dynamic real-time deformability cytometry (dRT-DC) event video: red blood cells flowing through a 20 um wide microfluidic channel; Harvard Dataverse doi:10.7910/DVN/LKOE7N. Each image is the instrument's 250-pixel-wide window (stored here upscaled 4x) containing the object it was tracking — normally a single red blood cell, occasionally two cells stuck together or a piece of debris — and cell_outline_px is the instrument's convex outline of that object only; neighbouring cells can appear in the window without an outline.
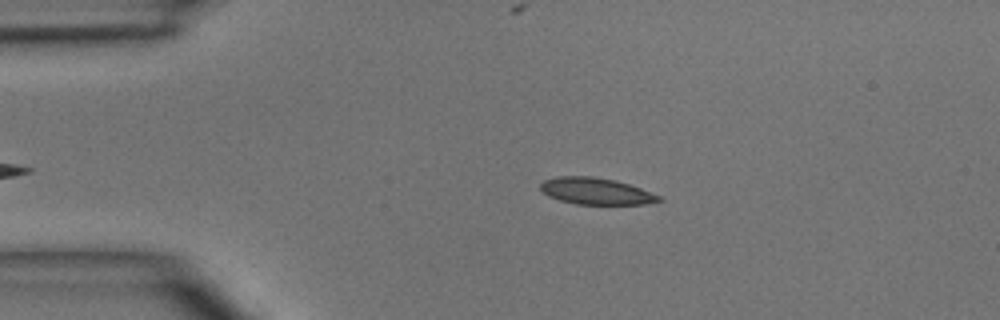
{"species": "common noctule bat (a hibernating species)", "species_latin": "Nyctalus noctula", "temperature_condition": "room temperature", "stored_images_in_passage": 1, "camera_frame_rate_fps": 3000, "um_per_image_px": 0.085, "animal": {"sex": "male", "body_mass_g": 15.6}, "frame": {"image": 1, "passage_image": 1, "time_ms": 0.0, "image_size_px": [1000, 320], "cell_outline_px": [[664, 200], [644, 204], [576, 204], [560, 200], [548, 196], [540, 188], [540, 184], [544, 180], [556, 176], [592, 176], [616, 180], [640, 188], [660, 196]], "centroid_in_image_um": [50.64, 16.24], "position_along_channel_um": 34.4, "area_um2": 18.32}}